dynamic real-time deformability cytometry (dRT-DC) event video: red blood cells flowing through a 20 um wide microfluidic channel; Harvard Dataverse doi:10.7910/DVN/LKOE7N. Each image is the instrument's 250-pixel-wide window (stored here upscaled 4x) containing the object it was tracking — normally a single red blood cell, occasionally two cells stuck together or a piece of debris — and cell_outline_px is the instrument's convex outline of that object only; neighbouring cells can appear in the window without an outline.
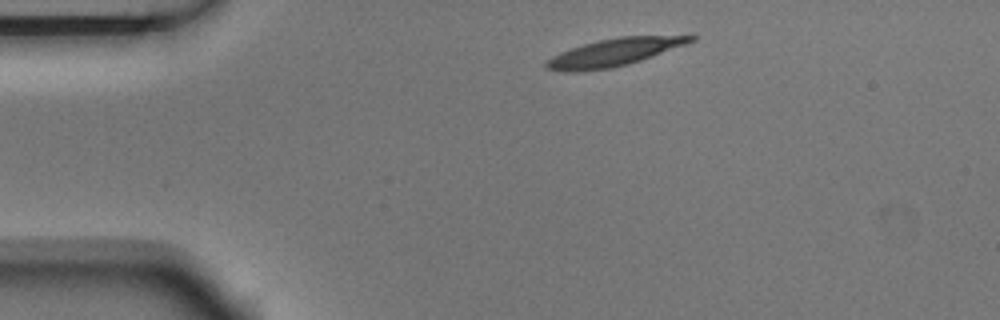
{"species": "Egyptian fruit bat (a non-hibernating species)", "species_latin": "Rousettus aegyptiacus", "temperature_condition": "room temperature", "stored_images_in_passage": 3, "camera_frame_rate_fps": 3000, "um_per_image_px": 0.085, "animal": {"sex": "male"}, "frame": {"image": 1, "passage_image": 1, "time_ms": 0.0, "image_size_px": [1000, 320], "cell_outline_px": [[696, 40], [652, 56], [628, 64], [608, 68], [576, 72], [564, 72], [544, 68], [544, 64], [552, 56], [560, 52], [584, 44], [600, 40], [620, 36], [696, 36]], "centroid_in_image_um": [52.14, 4.46], "position_along_channel_um": 32.9, "area_um2": 22.72}}
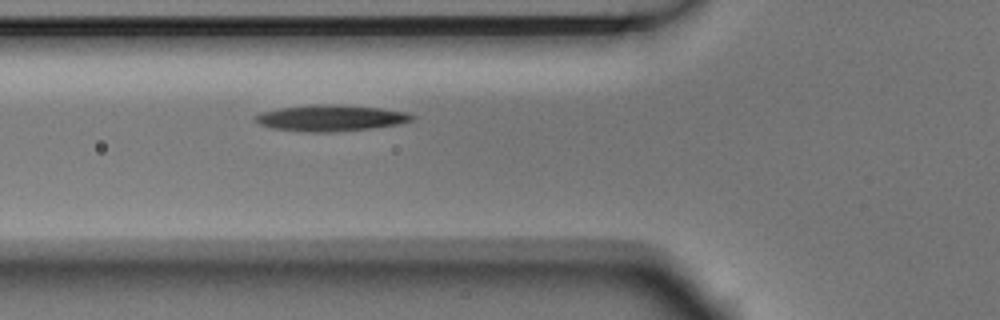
{"frame": {"image": 2, "passage_image": 3, "time_ms": 0.667, "image_size_px": [1000, 320], "cell_outline_px": [[416, 116], [412, 120], [400, 124], [372, 128], [332, 132], [300, 132], [272, 128], [260, 124], [252, 116], [260, 112], [280, 108], [312, 104], [340, 104], [380, 108], [408, 112]], "centroid_in_image_um": [28.11, 10.03], "position_along_channel_um": 97.7, "area_um2": 24.22}}